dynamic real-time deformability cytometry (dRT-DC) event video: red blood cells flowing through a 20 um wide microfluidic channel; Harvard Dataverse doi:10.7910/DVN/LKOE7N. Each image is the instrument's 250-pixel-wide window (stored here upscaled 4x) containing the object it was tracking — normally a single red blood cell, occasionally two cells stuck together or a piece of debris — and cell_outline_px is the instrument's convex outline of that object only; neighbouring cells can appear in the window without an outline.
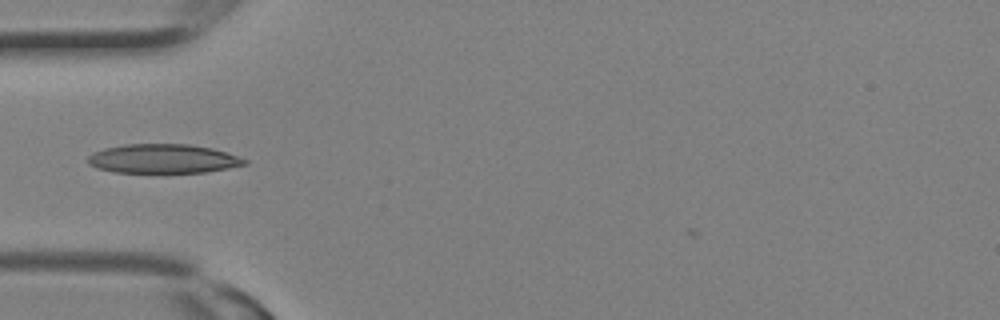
{"species": "Egyptian fruit bat (a non-hibernating species)", "species_latin": "Rousettus aegyptiacus", "temperature_condition": "room temperature", "stored_images_in_passage": 5, "camera_frame_rate_fps": 3000, "um_per_image_px": 0.085, "animal": {"sex": "female"}, "frame": {"image": 1, "passage_image": 2, "time_ms": 0.333, "image_size_px": [1000, 320], "cell_outline_px": [[248, 164], [228, 168], [204, 172], [112, 172], [96, 168], [88, 164], [88, 156], [92, 152], [104, 148], [124, 144], [188, 144], [212, 148], [248, 160]], "centroid_in_image_um": [13.82, 13.49], "position_along_channel_um": 71.2, "area_um2": 26.53}}
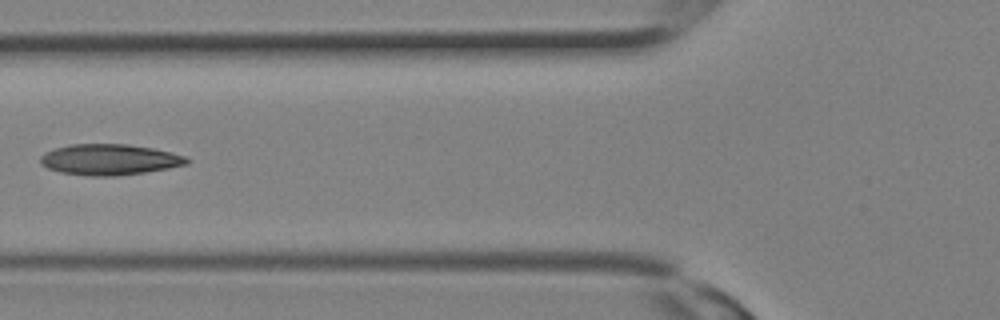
{"frame": {"image": 2, "passage_image": 4, "time_ms": 1.0, "image_size_px": [1000, 320], "cell_outline_px": [[192, 160], [188, 164], [168, 168], [144, 172], [116, 176], [88, 176], [60, 172], [48, 168], [40, 164], [40, 156], [44, 152], [56, 148], [72, 144], [128, 144], [152, 148], [172, 152], [184, 156]], "centroid_in_image_um": [9.31, 13.56], "position_along_channel_um": 116.5, "area_um2": 26.41}}